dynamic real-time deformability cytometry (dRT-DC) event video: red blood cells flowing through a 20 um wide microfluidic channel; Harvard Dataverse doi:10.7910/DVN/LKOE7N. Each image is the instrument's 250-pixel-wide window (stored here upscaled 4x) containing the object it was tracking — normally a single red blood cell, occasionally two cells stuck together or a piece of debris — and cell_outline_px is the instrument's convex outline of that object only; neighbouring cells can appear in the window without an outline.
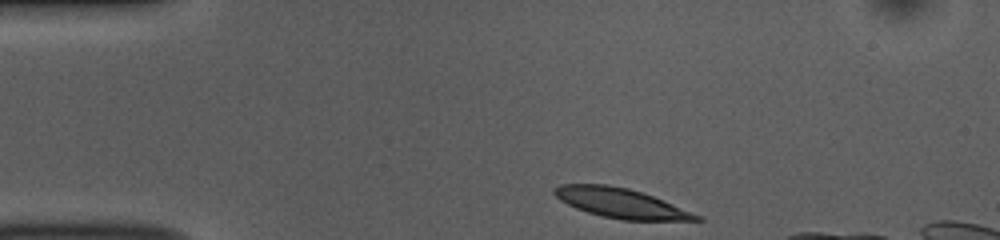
{"species": "common noctule bat (a hibernating species)", "species_latin": "Nyctalus noctula", "temperature_condition": "room temperature", "stored_images_in_passage": 39, "camera_frame_rate_fps": 3000, "um_per_image_px": 0.085, "animal": {"sex": "female", "body_mass_g": 10.0, "forearm_length_mm": 53.1}, "frame": {"image": 1, "passage_image": 1, "time_ms": 0.0, "image_size_px": [1000, 240], "cell_outline_px": [[704, 220], [624, 220], [604, 216], [588, 212], [576, 208], [560, 200], [552, 192], [552, 188], [560, 184], [608, 184], [628, 188], [664, 200], [704, 216]], "centroid_in_image_um": [52.79, 17.26], "position_along_channel_um": 32.2, "area_um2": 24.51}}
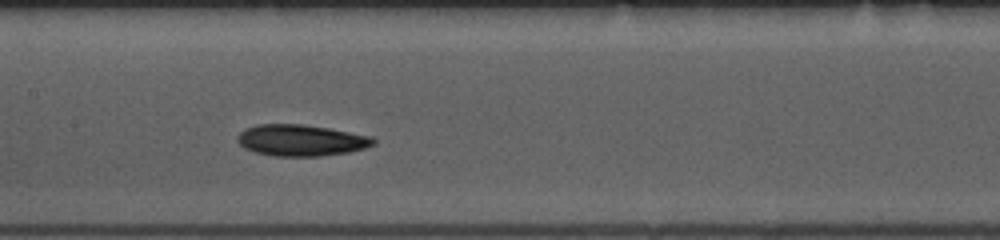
{"frame": {"image": 2, "passage_image": 17, "time_ms": 5.333, "image_size_px": [1000, 240], "cell_outline_px": [[376, 144], [364, 148], [348, 152], [320, 156], [276, 156], [256, 152], [244, 148], [236, 140], [236, 136], [244, 128], [256, 124], [300, 124], [328, 128], [372, 136], [376, 140]], "centroid_in_image_um": [25.57, 11.92], "position_along_channel_um": 181.8, "area_um2": 24.91}}
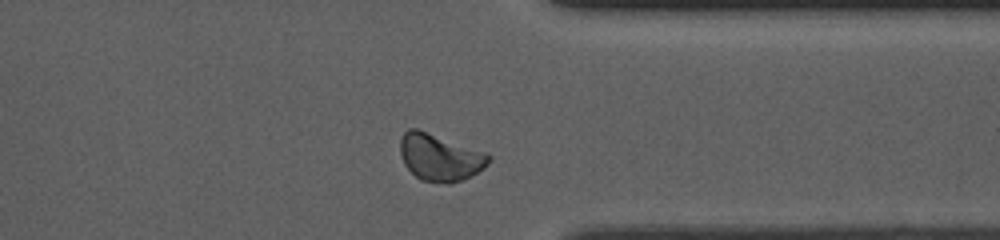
{"frame": {"image": 3, "passage_image": 33, "time_ms": 10.667, "image_size_px": [1000, 240], "cell_outline_px": [[492, 156], [488, 164], [484, 168], [452, 184], [444, 184], [420, 180], [404, 164], [400, 152], [400, 140], [404, 132], [408, 128], [416, 128], [488, 152]], "centroid_in_image_um": [37.4, 13.37], "position_along_channel_um": 374.0, "area_um2": 24.39}}